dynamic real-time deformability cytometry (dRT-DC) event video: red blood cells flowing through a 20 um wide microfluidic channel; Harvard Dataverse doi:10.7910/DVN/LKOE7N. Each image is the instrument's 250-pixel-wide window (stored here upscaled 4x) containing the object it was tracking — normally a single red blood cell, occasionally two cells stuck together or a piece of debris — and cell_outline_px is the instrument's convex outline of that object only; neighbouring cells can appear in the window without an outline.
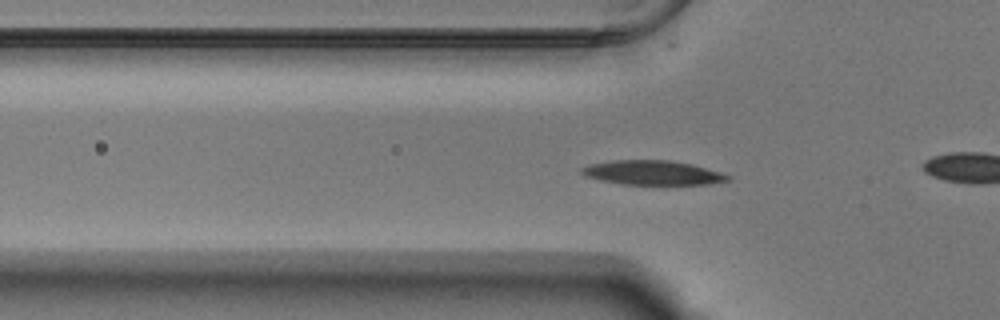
{"species": "Egyptian fruit bat (a non-hibernating species)", "species_latin": "Rousettus aegyptiacus", "temperature_condition": "warm", "stored_images_in_passage": 43, "camera_frame_rate_fps": 3000, "um_per_image_px": 0.085, "animal": {"sex": "male"}, "frame": {"image": 1, "passage_image": 6, "time_ms": 1.667, "image_size_px": [1000, 320], "cell_outline_px": [[732, 176], [728, 180], [708, 184], [620, 184], [600, 180], [584, 176], [580, 172], [580, 168], [588, 164], [612, 160], [668, 160], [692, 164], [720, 172]], "centroid_in_image_um": [55.41, 14.67], "position_along_channel_um": 70.4, "area_um2": 20.75}}
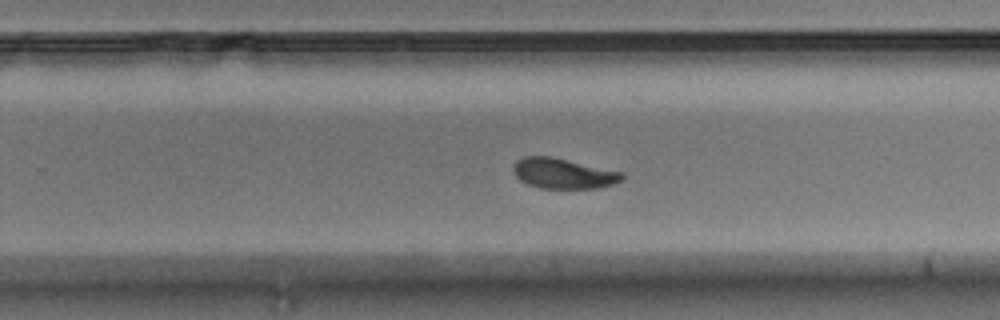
{"frame": {"image": 2, "passage_image": 23, "time_ms": 7.333, "image_size_px": [1000, 320], "cell_outline_px": [[624, 180], [616, 184], [600, 188], [540, 188], [528, 184], [520, 180], [516, 176], [512, 168], [516, 160], [524, 156], [552, 156], [624, 172]], "centroid_in_image_um": [47.92, 14.74], "position_along_channel_um": 281.9, "area_um2": 19.54}}
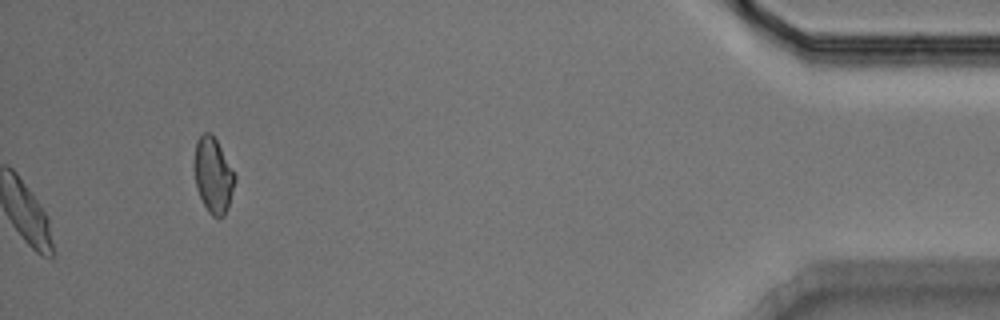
{"frame": {"image": 3, "passage_image": 43, "time_ms": 14.0, "image_size_px": [1000, 320], "cell_outline_px": [[236, 180], [228, 208], [224, 216], [212, 216], [208, 212], [200, 196], [196, 184], [192, 168], [192, 164], [196, 140], [204, 132], [212, 132], [236, 176]], "centroid_in_image_um": [18.09, 14.86], "position_along_channel_um": 417.1, "area_um2": 18.03}, "authors_computed_cell_mechanics": {"area_um2": 19.652, "velocity_mm_per_s": 3.7317, "shape_relaxation_time_tau1_ms": 4.0351, "shape_relaxation_time_tau2_ms": null, "deformation_change_tau1": 0.1422, "deformation_change_tau2": null}}